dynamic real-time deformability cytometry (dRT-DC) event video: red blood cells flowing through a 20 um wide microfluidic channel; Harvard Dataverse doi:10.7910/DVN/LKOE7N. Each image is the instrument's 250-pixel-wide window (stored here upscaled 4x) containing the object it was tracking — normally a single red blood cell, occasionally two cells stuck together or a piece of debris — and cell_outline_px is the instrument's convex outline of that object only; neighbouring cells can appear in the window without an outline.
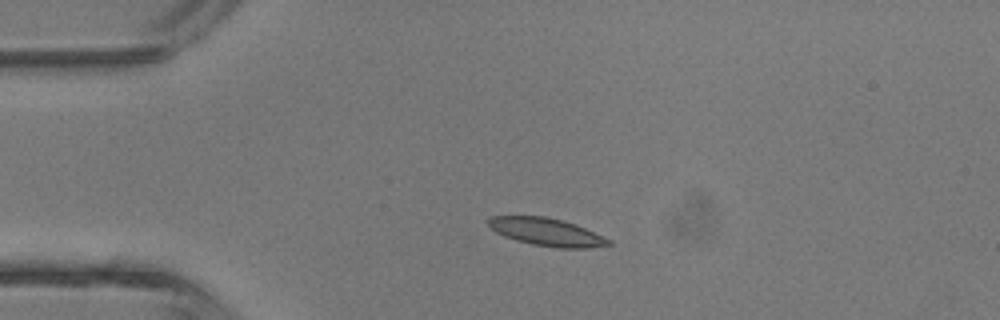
{"species": "common noctule bat (a hibernating species)", "species_latin": "Nyctalus noctula", "temperature_condition": "room temperature", "stored_images_in_passage": 5, "camera_frame_rate_fps": 3000, "um_per_image_px": 0.085, "animal": {"sex": "male", "body_mass_g": 13.3}, "frame": {"image": 1, "passage_image": 3, "time_ms": 2.333, "image_size_px": [1000, 320], "cell_outline_px": [[612, 244], [592, 248], [560, 248], [532, 244], [516, 240], [504, 236], [496, 232], [484, 220], [492, 216], [544, 216], [576, 224], [612, 240]], "centroid_in_image_um": [46.47, 19.72], "position_along_channel_um": 38.5, "area_um2": 19.42}}
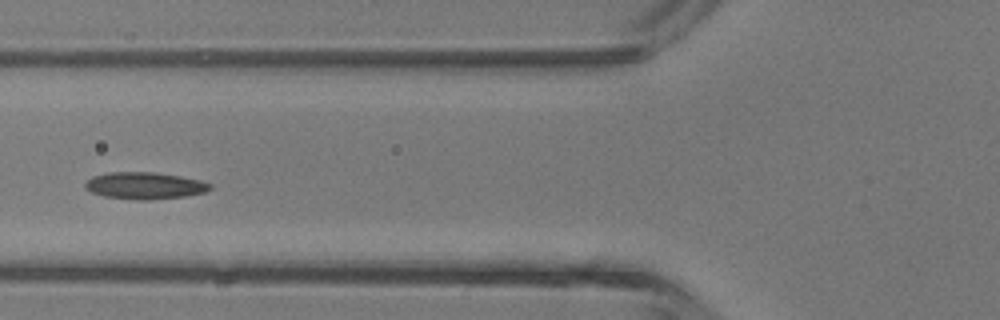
{"frame": {"image": 2, "passage_image": 5, "time_ms": 4.667, "image_size_px": [1000, 320], "cell_outline_px": [[212, 188], [204, 192], [184, 196], [148, 200], [136, 200], [104, 196], [92, 192], [84, 188], [84, 184], [92, 176], [108, 172], [156, 172], [180, 176], [200, 180], [212, 184]], "centroid_in_image_um": [12.28, 15.77], "position_along_channel_um": 113.5, "area_um2": 19.59}}